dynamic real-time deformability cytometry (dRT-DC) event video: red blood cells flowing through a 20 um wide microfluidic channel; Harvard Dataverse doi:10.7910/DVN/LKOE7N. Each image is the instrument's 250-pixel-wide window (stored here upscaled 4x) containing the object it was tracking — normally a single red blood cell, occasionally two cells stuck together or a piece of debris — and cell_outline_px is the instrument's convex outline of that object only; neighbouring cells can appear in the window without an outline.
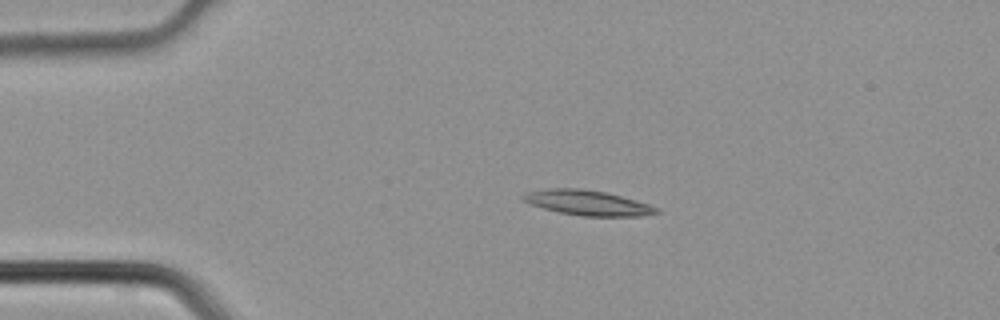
{"species": "common noctule bat (a hibernating species)", "species_latin": "Nyctalus noctula", "temperature_condition": "cold", "stored_images_in_passage": 4, "camera_frame_rate_fps": 3000, "um_per_image_px": 0.085, "animal": {"sex": "male", "body_mass_g": 21.5, "forearm_length_mm": 52.0}, "frame": {"image": 1, "passage_image": 3, "time_ms": 0.667, "image_size_px": [1000, 320], "cell_outline_px": [[660, 212], [640, 216], [584, 216], [560, 212], [544, 208], [532, 204], [524, 200], [520, 196], [524, 192], [552, 188], [580, 188], [604, 192], [636, 200], [660, 208]], "centroid_in_image_um": [49.96, 17.23], "position_along_channel_um": 35.0, "area_um2": 19.25}}